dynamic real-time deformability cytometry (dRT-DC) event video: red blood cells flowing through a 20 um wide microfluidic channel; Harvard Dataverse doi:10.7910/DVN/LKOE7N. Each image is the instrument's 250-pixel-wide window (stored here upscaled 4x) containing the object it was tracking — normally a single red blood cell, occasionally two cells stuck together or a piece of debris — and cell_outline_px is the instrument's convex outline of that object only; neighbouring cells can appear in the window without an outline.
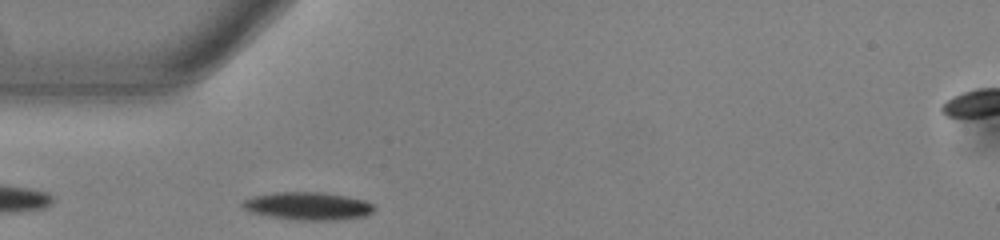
{"species": "common noctule bat (a hibernating species)", "species_latin": "Nyctalus noctula", "temperature_condition": "warm", "stored_images_in_passage": 39, "camera_frame_rate_fps": 3000, "um_per_image_px": 0.085, "animal": {"sex": "male", "body_mass_g": 13.0, "forearm_length_mm": 53.1}, "frame": {"image": 1, "passage_image": 3, "time_ms": 0.667, "image_size_px": [1000, 240], "cell_outline_px": [[376, 208], [372, 212], [364, 216], [336, 220], [292, 220], [268, 216], [252, 212], [244, 208], [240, 204], [244, 200], [252, 196], [272, 192], [324, 192], [348, 196], [364, 200], [372, 204]], "centroid_in_image_um": [26.16, 17.5], "position_along_channel_um": 58.8, "area_um2": 21.5}}
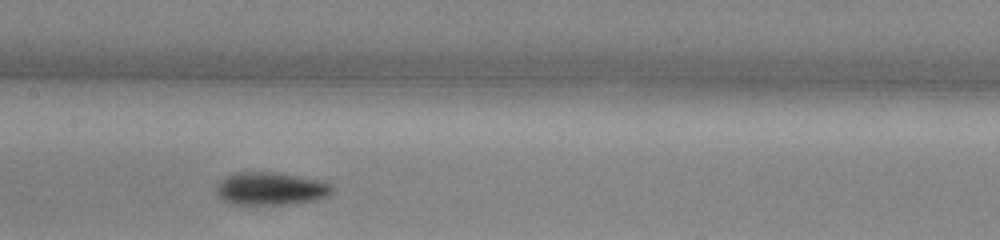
{"frame": {"image": 2, "passage_image": 13, "time_ms": 4.0, "image_size_px": [1000, 240], "cell_outline_px": [[332, 192], [328, 196], [316, 200], [284, 204], [232, 204], [224, 200], [216, 192], [216, 184], [220, 180], [232, 172], [280, 172], [316, 180], [332, 184]], "centroid_in_image_um": [22.98, 16.02], "position_along_channel_um": 184.4, "area_um2": 22.14}}
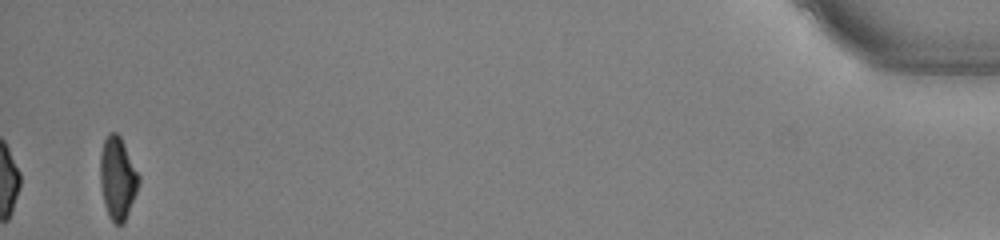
{"frame": {"image": 3, "passage_image": 39, "time_ms": 12.667, "image_size_px": [1000, 240], "cell_outline_px": [[140, 180], [136, 192], [124, 224], [116, 224], [108, 216], [104, 204], [100, 184], [100, 152], [104, 140], [108, 132], [116, 132], [120, 136], [140, 176]], "centroid_in_image_um": [9.98, 15.13], "position_along_channel_um": 425.2, "area_um2": 18.55}, "authors_computed_cell_mechanics": {"area_um2": 20.6346, "velocity_mm_per_s": 3.8547, "shape_relaxation_time_tau1_ms": 3.1858, "shape_relaxation_time_tau2_ms": 5.0683, "deformation_change_tau1": 0.1296, "deformation_change_tau2": 0.1242}}